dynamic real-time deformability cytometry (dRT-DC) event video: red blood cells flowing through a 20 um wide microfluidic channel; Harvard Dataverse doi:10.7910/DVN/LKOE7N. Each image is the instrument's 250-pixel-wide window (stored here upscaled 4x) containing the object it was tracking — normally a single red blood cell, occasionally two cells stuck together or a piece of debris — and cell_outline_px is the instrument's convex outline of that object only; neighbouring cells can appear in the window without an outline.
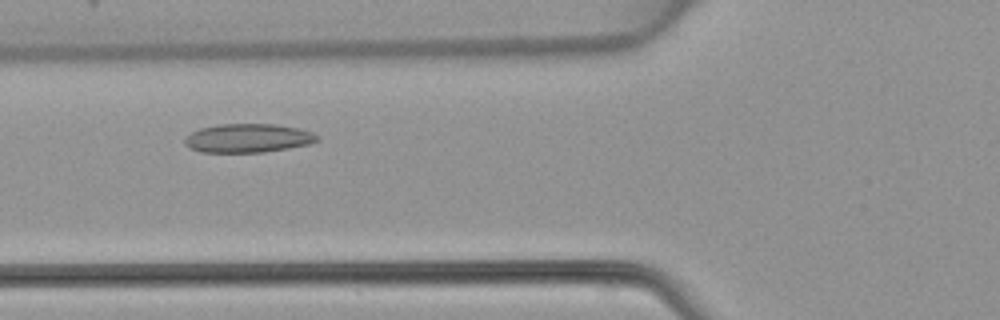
{"species": "common noctule bat (a hibernating species)", "species_latin": "Nyctalus noctula", "temperature_condition": "warm", "stored_images_in_passage": 42, "camera_frame_rate_fps": 3000, "um_per_image_px": 0.085, "animal": {"sex": "female", "body_mass_g": 22.7, "forearm_length_mm": 54.2}, "frame": {"image": 1, "passage_image": 12, "time_ms": 3.667, "image_size_px": [1000, 320], "cell_outline_px": [[320, 140], [308, 144], [288, 148], [264, 152], [200, 152], [188, 148], [184, 144], [184, 136], [200, 128], [220, 124], [276, 124], [300, 128], [312, 132], [320, 136]], "centroid_in_image_um": [21.07, 11.74], "position_along_channel_um": 104.7, "area_um2": 22.43}}
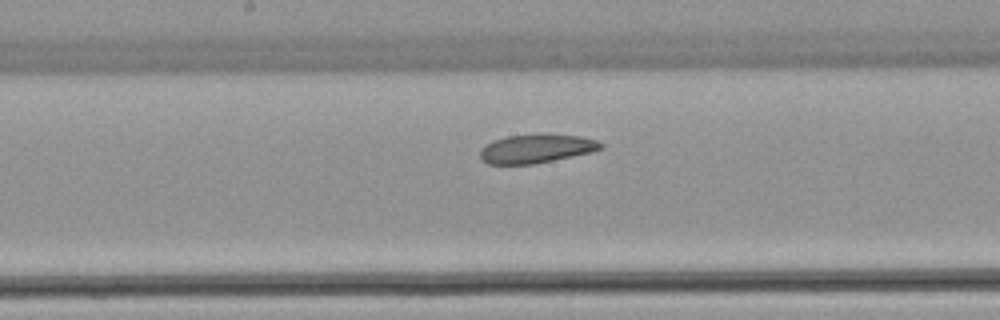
{"frame": {"image": 2, "passage_image": 19, "time_ms": 6.0, "image_size_px": [1000, 320], "cell_outline_px": [[604, 148], [592, 152], [536, 164], [488, 164], [480, 160], [480, 148], [492, 140], [508, 136], [536, 132], [544, 132], [580, 136], [596, 140], [604, 144]], "centroid_in_image_um": [45.59, 12.61], "position_along_channel_um": 202.6, "area_um2": 20.98}}
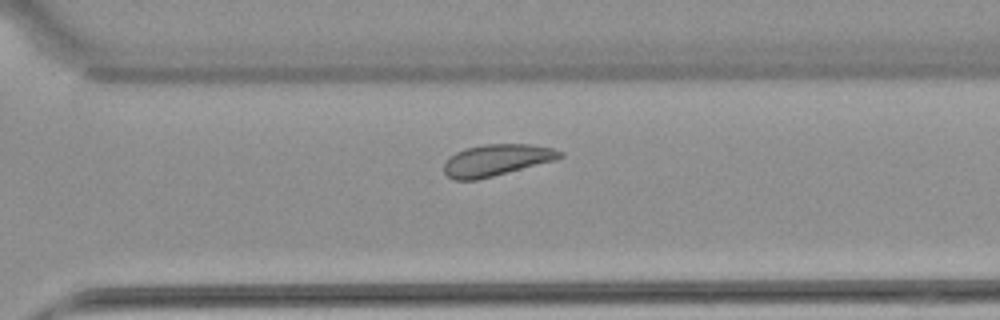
{"frame": {"image": 3, "passage_image": 28, "time_ms": 9.0, "image_size_px": [1000, 320], "cell_outline_px": [[564, 156], [556, 160], [476, 180], [452, 180], [444, 172], [444, 164], [456, 152], [468, 148], [484, 144], [528, 144], [552, 148], [564, 152]], "centroid_in_image_um": [42.23, 13.61], "position_along_channel_um": 328.4, "area_um2": 21.1}}